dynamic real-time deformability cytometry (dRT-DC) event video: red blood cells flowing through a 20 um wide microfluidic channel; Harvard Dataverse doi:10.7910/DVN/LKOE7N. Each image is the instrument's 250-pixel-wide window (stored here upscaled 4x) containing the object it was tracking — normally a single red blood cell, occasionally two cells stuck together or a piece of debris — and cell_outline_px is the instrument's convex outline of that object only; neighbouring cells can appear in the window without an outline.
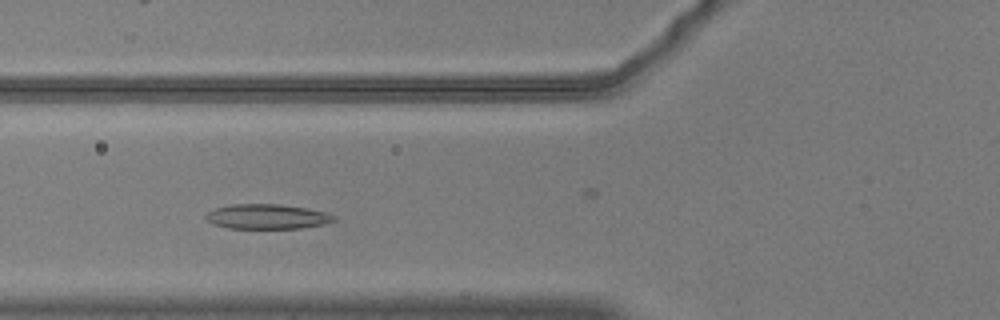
{"species": "common noctule bat (a hibernating species)", "species_latin": "Nyctalus noctula", "temperature_condition": "warm", "stored_images_in_passage": 6, "camera_frame_rate_fps": 3000, "um_per_image_px": 0.085, "animal": {"sex": "male", "body_mass_g": 20.5, "forearm_length_mm": 52.5}, "frame": {"image": 1, "passage_image": 3, "time_ms": 0.667, "image_size_px": [1000, 320], "cell_outline_px": [[336, 220], [324, 224], [300, 228], [228, 228], [212, 224], [204, 216], [208, 212], [216, 208], [232, 204], [280, 204], [304, 208], [324, 212], [336, 216]], "centroid_in_image_um": [22.69, 18.41], "position_along_channel_um": 103.1, "area_um2": 18.38}}